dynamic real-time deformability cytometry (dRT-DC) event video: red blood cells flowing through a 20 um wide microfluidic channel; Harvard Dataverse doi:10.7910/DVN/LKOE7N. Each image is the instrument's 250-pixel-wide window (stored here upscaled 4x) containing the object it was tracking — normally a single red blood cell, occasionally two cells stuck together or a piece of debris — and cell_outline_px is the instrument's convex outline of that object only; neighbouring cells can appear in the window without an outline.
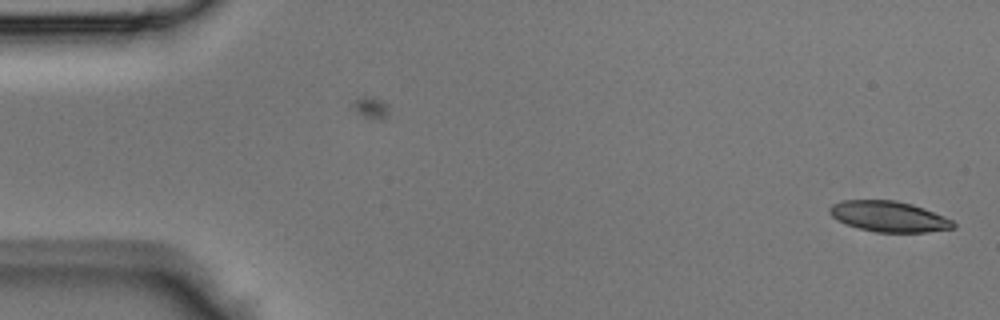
{"species": "Egyptian fruit bat (a non-hibernating species)", "species_latin": "Rousettus aegyptiacus", "temperature_condition": "room temperature", "stored_images_in_passage": 44, "camera_frame_rate_fps": 3000, "um_per_image_px": 0.085, "animal": {"sex": "male"}, "frame": {"image": 1, "passage_image": 1, "time_ms": 0.0, "image_size_px": [1000, 320], "cell_outline_px": [[956, 228], [928, 232], [876, 232], [860, 228], [836, 220], [828, 212], [828, 208], [832, 204], [844, 200], [896, 200], [912, 204], [924, 208], [944, 216], [952, 220], [956, 224]], "centroid_in_image_um": [75.57, 18.4], "position_along_channel_um": 9.4, "area_um2": 22.14}}
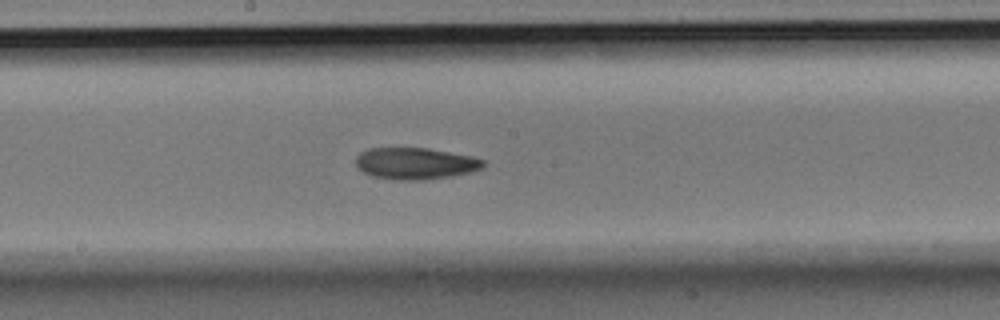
{"frame": {"image": 2, "passage_image": 23, "time_ms": 7.333, "image_size_px": [1000, 320], "cell_outline_px": [[484, 164], [480, 168], [472, 172], [452, 176], [420, 180], [396, 180], [372, 176], [356, 168], [356, 156], [360, 152], [368, 148], [428, 148], [472, 156], [484, 160]], "centroid_in_image_um": [35.27, 13.89], "position_along_channel_um": 212.9, "area_um2": 23.58}}
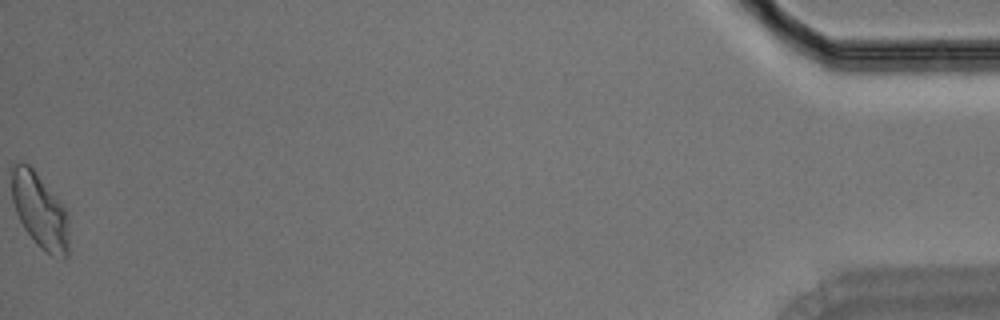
{"frame": {"image": 3, "passage_image": 44, "time_ms": 14.333, "image_size_px": [1000, 320], "cell_outline_px": [[68, 256], [64, 260], [60, 260], [52, 256], [40, 248], [36, 244], [24, 228], [16, 212], [12, 200], [12, 164], [16, 160], [28, 164], [36, 172], [64, 208], [68, 216]], "centroid_in_image_um": [3.38, 17.95], "position_along_channel_um": 431.8, "area_um2": 24.97}}